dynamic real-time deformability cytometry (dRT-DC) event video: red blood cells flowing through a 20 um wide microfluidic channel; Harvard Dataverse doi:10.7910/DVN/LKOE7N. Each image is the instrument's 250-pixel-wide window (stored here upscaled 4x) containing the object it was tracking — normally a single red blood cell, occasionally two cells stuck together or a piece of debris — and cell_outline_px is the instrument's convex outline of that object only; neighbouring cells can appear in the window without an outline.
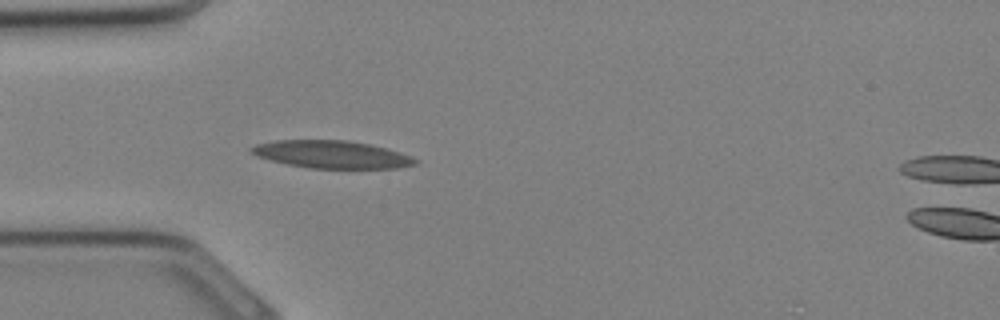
{"species": "Egyptian fruit bat (a non-hibernating species)", "species_latin": "Rousettus aegyptiacus", "temperature_condition": "cold", "stored_images_in_passage": 29, "camera_frame_rate_fps": 3000, "um_per_image_px": 0.085, "animal": {"sex": "female"}, "frame": {"image": 1, "passage_image": 6, "time_ms": 1.667, "image_size_px": [1000, 320], "cell_outline_px": [[420, 160], [416, 164], [396, 168], [308, 168], [288, 164], [256, 156], [248, 152], [248, 148], [256, 144], [276, 140], [348, 140], [388, 148], [412, 156]], "centroid_in_image_um": [28.19, 13.12], "position_along_channel_um": 56.8, "area_um2": 26.47}}
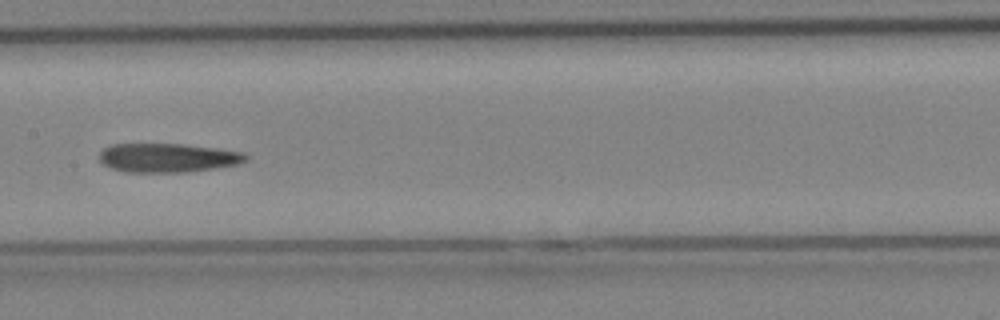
{"frame": {"image": 2, "passage_image": 13, "time_ms": 4.0, "image_size_px": [1000, 320], "cell_outline_px": [[248, 160], [236, 164], [212, 168], [184, 172], [128, 172], [112, 168], [104, 164], [100, 160], [100, 152], [104, 148], [112, 144], [184, 144], [216, 148], [240, 152], [248, 156]], "centroid_in_image_um": [14.23, 13.4], "position_along_channel_um": 193.2, "area_um2": 24.39}}
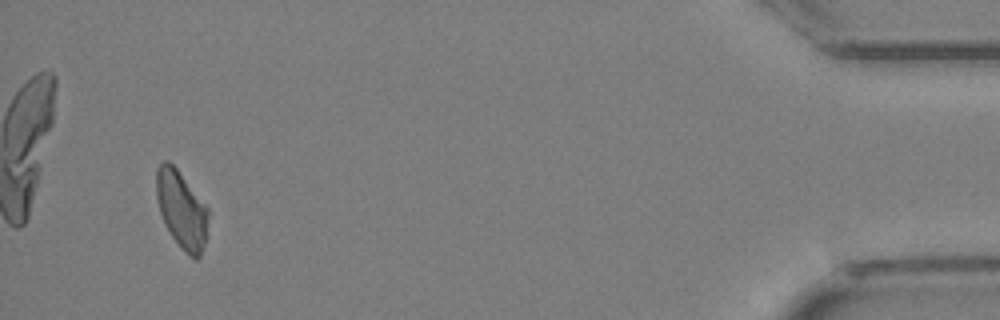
{"frame": {"image": 3, "passage_image": 28, "time_ms": 9.0, "image_size_px": [1000, 320], "cell_outline_px": [[208, 216], [204, 244], [200, 256], [196, 260], [188, 256], [180, 248], [172, 236], [160, 212], [156, 196], [156, 168], [164, 160], [168, 160], [176, 168], [208, 208]], "centroid_in_image_um": [15.42, 17.82], "position_along_channel_um": 419.8, "area_um2": 23.06}}